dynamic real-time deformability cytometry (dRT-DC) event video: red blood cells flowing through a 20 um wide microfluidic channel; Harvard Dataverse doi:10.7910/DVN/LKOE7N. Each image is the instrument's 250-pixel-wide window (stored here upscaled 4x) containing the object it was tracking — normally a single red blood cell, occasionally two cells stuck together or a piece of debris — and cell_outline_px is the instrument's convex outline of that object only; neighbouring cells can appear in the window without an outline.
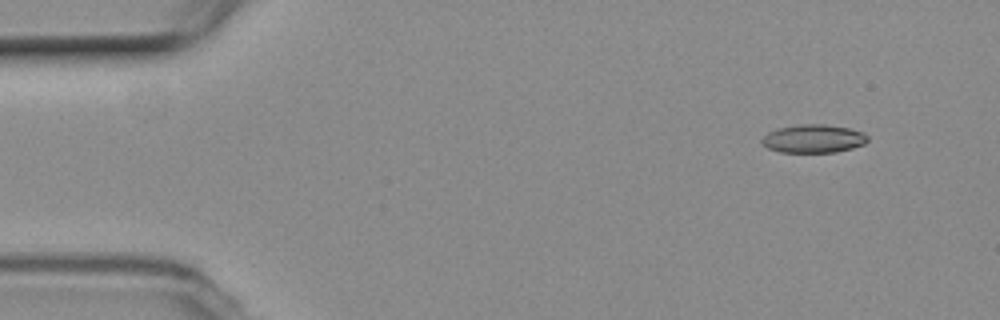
{"species": "common noctule bat (a hibernating species)", "species_latin": "Nyctalus noctula", "temperature_condition": "room temperature", "stored_images_in_passage": 52, "camera_frame_rate_fps": 3000, "um_per_image_px": 0.085, "animal": {"sex": "female", "body_mass_g": 19.3, "forearm_length_mm": 54.1}, "frame": {"image": 1, "passage_image": 1, "time_ms": 0.0, "image_size_px": [1000, 320], "cell_outline_px": [[864, 140], [860, 144], [848, 148], [832, 152], [788, 152], [772, 148], [764, 144], [764, 140], [776, 132], [784, 128], [844, 128], [860, 132], [864, 136]], "centroid_in_image_um": [69.19, 11.88], "position_along_channel_um": 15.8, "area_um2": 14.51}}
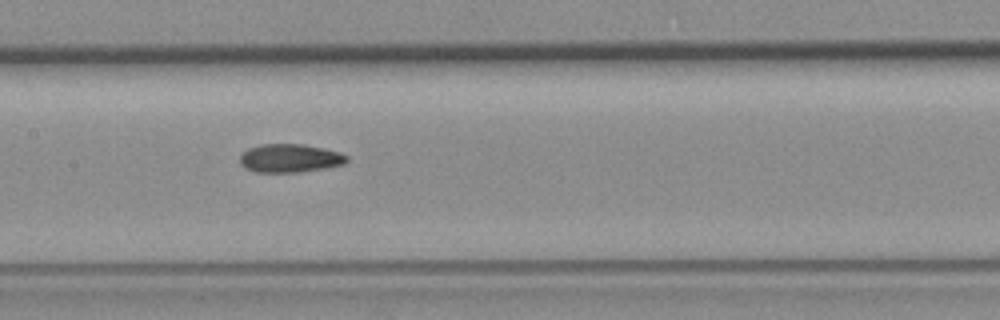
{"frame": {"image": 2, "passage_image": 23, "time_ms": 7.333, "image_size_px": [1000, 320], "cell_outline_px": [[344, 160], [336, 164], [312, 168], [280, 172], [268, 172], [248, 168], [244, 164], [244, 152], [252, 148], [272, 144], [292, 144], [316, 148], [332, 152], [344, 156]], "centroid_in_image_um": [24.53, 13.43], "position_along_channel_um": 182.9, "area_um2": 15.14}}
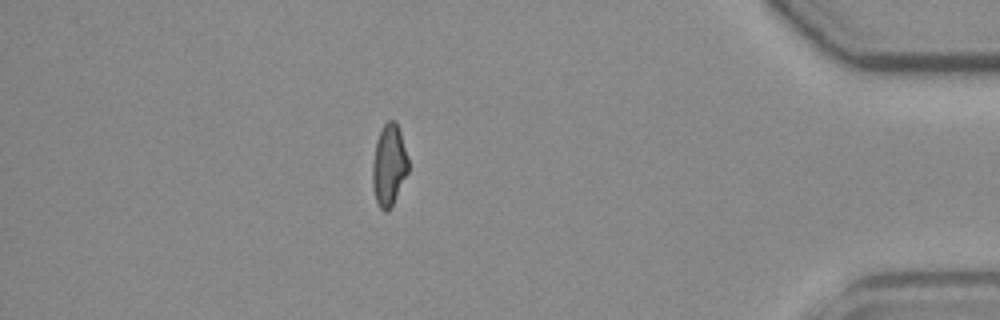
{"frame": {"image": 3, "passage_image": 45, "time_ms": 14.667, "image_size_px": [1000, 320], "cell_outline_px": [[408, 172], [392, 204], [388, 208], [380, 208], [376, 200], [376, 144], [380, 132], [384, 124], [388, 120], [392, 120], [396, 124], [408, 160]], "centroid_in_image_um": [33.13, 13.99], "position_along_channel_um": 402.1, "area_um2": 15.09}, "authors_computed_cell_mechanics": {"area_um2": 15.2303, "velocity_mm_per_s": 3.6373, "shape_relaxation_time_tau1_ms": null, "shape_relaxation_time_tau2_ms": 5.3581, "deformation_change_tau1": null, "deformation_change_tau2": 0.1126}}